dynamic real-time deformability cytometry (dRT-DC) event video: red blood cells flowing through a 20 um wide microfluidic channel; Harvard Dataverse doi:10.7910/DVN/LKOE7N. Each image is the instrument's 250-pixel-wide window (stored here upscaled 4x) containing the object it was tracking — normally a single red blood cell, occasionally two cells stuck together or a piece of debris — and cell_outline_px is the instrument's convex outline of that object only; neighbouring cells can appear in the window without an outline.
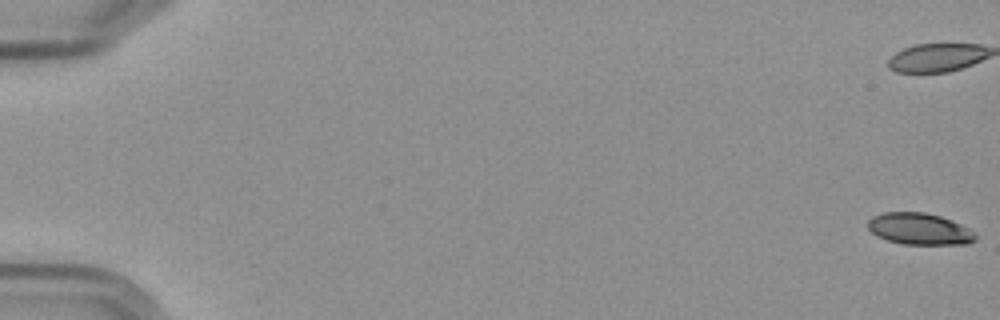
{"species": "Egyptian fruit bat (a non-hibernating species)", "species_latin": "Rousettus aegyptiacus", "temperature_condition": "cold", "stored_images_in_passage": 15, "camera_frame_rate_fps": 3000, "um_per_image_px": 0.085, "frame": {"image": 1, "passage_image": 1, "time_ms": 0.0, "image_size_px": [1000, 320], "cell_outline_px": [[976, 240], [968, 244], [904, 244], [888, 240], [876, 236], [868, 228], [868, 220], [872, 216], [884, 212], [924, 212], [940, 216], [952, 220], [968, 228], [976, 236]], "centroid_in_image_um": [78.14, 19.45], "position_along_channel_um": 6.9, "area_um2": 19.77}}